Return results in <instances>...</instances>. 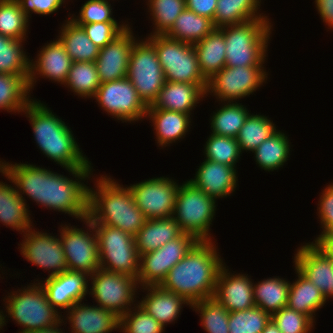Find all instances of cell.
<instances>
[{
    "label": "cell",
    "instance_id": "26",
    "mask_svg": "<svg viewBox=\"0 0 333 333\" xmlns=\"http://www.w3.org/2000/svg\"><path fill=\"white\" fill-rule=\"evenodd\" d=\"M0 173L11 184L0 181V223L21 234L33 227L29 206L17 193L13 180L0 168ZM14 185V186H12Z\"/></svg>",
    "mask_w": 333,
    "mask_h": 333
},
{
    "label": "cell",
    "instance_id": "41",
    "mask_svg": "<svg viewBox=\"0 0 333 333\" xmlns=\"http://www.w3.org/2000/svg\"><path fill=\"white\" fill-rule=\"evenodd\" d=\"M29 18L22 12L17 0H0V34L26 41Z\"/></svg>",
    "mask_w": 333,
    "mask_h": 333
},
{
    "label": "cell",
    "instance_id": "6",
    "mask_svg": "<svg viewBox=\"0 0 333 333\" xmlns=\"http://www.w3.org/2000/svg\"><path fill=\"white\" fill-rule=\"evenodd\" d=\"M270 19H253L219 28L226 44V65L264 66L273 24Z\"/></svg>",
    "mask_w": 333,
    "mask_h": 333
},
{
    "label": "cell",
    "instance_id": "32",
    "mask_svg": "<svg viewBox=\"0 0 333 333\" xmlns=\"http://www.w3.org/2000/svg\"><path fill=\"white\" fill-rule=\"evenodd\" d=\"M60 28L57 37L65 46L66 52L73 62L96 61L100 49L88 38L81 26L68 17Z\"/></svg>",
    "mask_w": 333,
    "mask_h": 333
},
{
    "label": "cell",
    "instance_id": "8",
    "mask_svg": "<svg viewBox=\"0 0 333 333\" xmlns=\"http://www.w3.org/2000/svg\"><path fill=\"white\" fill-rule=\"evenodd\" d=\"M155 47L166 81L197 84L205 93L208 80L203 76L193 44L165 35L146 36Z\"/></svg>",
    "mask_w": 333,
    "mask_h": 333
},
{
    "label": "cell",
    "instance_id": "31",
    "mask_svg": "<svg viewBox=\"0 0 333 333\" xmlns=\"http://www.w3.org/2000/svg\"><path fill=\"white\" fill-rule=\"evenodd\" d=\"M261 1L218 0L213 20L214 27L241 24L253 19H269L264 13H260Z\"/></svg>",
    "mask_w": 333,
    "mask_h": 333
},
{
    "label": "cell",
    "instance_id": "55",
    "mask_svg": "<svg viewBox=\"0 0 333 333\" xmlns=\"http://www.w3.org/2000/svg\"><path fill=\"white\" fill-rule=\"evenodd\" d=\"M315 4L323 22L333 30V0H315Z\"/></svg>",
    "mask_w": 333,
    "mask_h": 333
},
{
    "label": "cell",
    "instance_id": "24",
    "mask_svg": "<svg viewBox=\"0 0 333 333\" xmlns=\"http://www.w3.org/2000/svg\"><path fill=\"white\" fill-rule=\"evenodd\" d=\"M140 288V290L143 289L142 292L147 291V294L137 303L164 328L167 324L175 323L179 315H181L184 305L191 307V303L184 297L168 291L159 285L143 286Z\"/></svg>",
    "mask_w": 333,
    "mask_h": 333
},
{
    "label": "cell",
    "instance_id": "19",
    "mask_svg": "<svg viewBox=\"0 0 333 333\" xmlns=\"http://www.w3.org/2000/svg\"><path fill=\"white\" fill-rule=\"evenodd\" d=\"M130 26L99 50L95 64L100 83L126 78L131 50L138 40Z\"/></svg>",
    "mask_w": 333,
    "mask_h": 333
},
{
    "label": "cell",
    "instance_id": "56",
    "mask_svg": "<svg viewBox=\"0 0 333 333\" xmlns=\"http://www.w3.org/2000/svg\"><path fill=\"white\" fill-rule=\"evenodd\" d=\"M313 242L323 251V253L333 262V234L327 233L317 235Z\"/></svg>",
    "mask_w": 333,
    "mask_h": 333
},
{
    "label": "cell",
    "instance_id": "20",
    "mask_svg": "<svg viewBox=\"0 0 333 333\" xmlns=\"http://www.w3.org/2000/svg\"><path fill=\"white\" fill-rule=\"evenodd\" d=\"M35 59L30 60V91L39 77L64 85L73 61L58 37L42 46Z\"/></svg>",
    "mask_w": 333,
    "mask_h": 333
},
{
    "label": "cell",
    "instance_id": "28",
    "mask_svg": "<svg viewBox=\"0 0 333 333\" xmlns=\"http://www.w3.org/2000/svg\"><path fill=\"white\" fill-rule=\"evenodd\" d=\"M182 233L173 217L146 219L143 227L134 236L139 256L159 249Z\"/></svg>",
    "mask_w": 333,
    "mask_h": 333
},
{
    "label": "cell",
    "instance_id": "57",
    "mask_svg": "<svg viewBox=\"0 0 333 333\" xmlns=\"http://www.w3.org/2000/svg\"><path fill=\"white\" fill-rule=\"evenodd\" d=\"M63 321L51 326V327H47V328H43V329H38V330H30L27 331L26 333H65L63 332V329L60 328L61 325L63 326L64 324Z\"/></svg>",
    "mask_w": 333,
    "mask_h": 333
},
{
    "label": "cell",
    "instance_id": "7",
    "mask_svg": "<svg viewBox=\"0 0 333 333\" xmlns=\"http://www.w3.org/2000/svg\"><path fill=\"white\" fill-rule=\"evenodd\" d=\"M216 202L187 180L179 184L172 217L183 233L193 235L198 241H212L210 226L215 219Z\"/></svg>",
    "mask_w": 333,
    "mask_h": 333
},
{
    "label": "cell",
    "instance_id": "48",
    "mask_svg": "<svg viewBox=\"0 0 333 333\" xmlns=\"http://www.w3.org/2000/svg\"><path fill=\"white\" fill-rule=\"evenodd\" d=\"M98 240V251L137 250L134 236L119 228L94 225Z\"/></svg>",
    "mask_w": 333,
    "mask_h": 333
},
{
    "label": "cell",
    "instance_id": "29",
    "mask_svg": "<svg viewBox=\"0 0 333 333\" xmlns=\"http://www.w3.org/2000/svg\"><path fill=\"white\" fill-rule=\"evenodd\" d=\"M200 70L209 80L226 65V44L223 32L215 28L209 35L193 44Z\"/></svg>",
    "mask_w": 333,
    "mask_h": 333
},
{
    "label": "cell",
    "instance_id": "42",
    "mask_svg": "<svg viewBox=\"0 0 333 333\" xmlns=\"http://www.w3.org/2000/svg\"><path fill=\"white\" fill-rule=\"evenodd\" d=\"M148 12L153 22V31L147 35H164L174 24L180 13L185 10V0H150Z\"/></svg>",
    "mask_w": 333,
    "mask_h": 333
},
{
    "label": "cell",
    "instance_id": "53",
    "mask_svg": "<svg viewBox=\"0 0 333 333\" xmlns=\"http://www.w3.org/2000/svg\"><path fill=\"white\" fill-rule=\"evenodd\" d=\"M22 12L30 19L31 12L39 15H50L58 11L67 0H17Z\"/></svg>",
    "mask_w": 333,
    "mask_h": 333
},
{
    "label": "cell",
    "instance_id": "3",
    "mask_svg": "<svg viewBox=\"0 0 333 333\" xmlns=\"http://www.w3.org/2000/svg\"><path fill=\"white\" fill-rule=\"evenodd\" d=\"M33 129L37 147L62 168H86L91 164L82 153L71 128L40 100H33L23 112Z\"/></svg>",
    "mask_w": 333,
    "mask_h": 333
},
{
    "label": "cell",
    "instance_id": "49",
    "mask_svg": "<svg viewBox=\"0 0 333 333\" xmlns=\"http://www.w3.org/2000/svg\"><path fill=\"white\" fill-rule=\"evenodd\" d=\"M113 1V0H112ZM110 0H87L79 10L77 17L75 14L68 16L76 24H91V23H118L112 16L113 10Z\"/></svg>",
    "mask_w": 333,
    "mask_h": 333
},
{
    "label": "cell",
    "instance_id": "23",
    "mask_svg": "<svg viewBox=\"0 0 333 333\" xmlns=\"http://www.w3.org/2000/svg\"><path fill=\"white\" fill-rule=\"evenodd\" d=\"M63 322H69L71 333H111L119 330V317L113 312L98 305H86V303H75L69 310L65 311Z\"/></svg>",
    "mask_w": 333,
    "mask_h": 333
},
{
    "label": "cell",
    "instance_id": "52",
    "mask_svg": "<svg viewBox=\"0 0 333 333\" xmlns=\"http://www.w3.org/2000/svg\"><path fill=\"white\" fill-rule=\"evenodd\" d=\"M317 212L322 228V232L319 235L333 232V182L325 186L322 191L318 201Z\"/></svg>",
    "mask_w": 333,
    "mask_h": 333
},
{
    "label": "cell",
    "instance_id": "9",
    "mask_svg": "<svg viewBox=\"0 0 333 333\" xmlns=\"http://www.w3.org/2000/svg\"><path fill=\"white\" fill-rule=\"evenodd\" d=\"M126 77L132 82L144 104L151 106L166 80L155 47L146 38L134 43Z\"/></svg>",
    "mask_w": 333,
    "mask_h": 333
},
{
    "label": "cell",
    "instance_id": "27",
    "mask_svg": "<svg viewBox=\"0 0 333 333\" xmlns=\"http://www.w3.org/2000/svg\"><path fill=\"white\" fill-rule=\"evenodd\" d=\"M191 115L165 109H147L146 117L152 122L156 143L161 148L170 146L183 138L191 129ZM156 133V134H155Z\"/></svg>",
    "mask_w": 333,
    "mask_h": 333
},
{
    "label": "cell",
    "instance_id": "22",
    "mask_svg": "<svg viewBox=\"0 0 333 333\" xmlns=\"http://www.w3.org/2000/svg\"><path fill=\"white\" fill-rule=\"evenodd\" d=\"M204 160L197 168L194 178L188 181L216 200L231 196L238 186L236 168L211 160Z\"/></svg>",
    "mask_w": 333,
    "mask_h": 333
},
{
    "label": "cell",
    "instance_id": "45",
    "mask_svg": "<svg viewBox=\"0 0 333 333\" xmlns=\"http://www.w3.org/2000/svg\"><path fill=\"white\" fill-rule=\"evenodd\" d=\"M100 268L138 279L140 256L138 250L98 251Z\"/></svg>",
    "mask_w": 333,
    "mask_h": 333
},
{
    "label": "cell",
    "instance_id": "44",
    "mask_svg": "<svg viewBox=\"0 0 333 333\" xmlns=\"http://www.w3.org/2000/svg\"><path fill=\"white\" fill-rule=\"evenodd\" d=\"M204 145V159L235 167L241 159V149L236 138L210 134Z\"/></svg>",
    "mask_w": 333,
    "mask_h": 333
},
{
    "label": "cell",
    "instance_id": "34",
    "mask_svg": "<svg viewBox=\"0 0 333 333\" xmlns=\"http://www.w3.org/2000/svg\"><path fill=\"white\" fill-rule=\"evenodd\" d=\"M214 29V23L211 19L197 15L185 8L164 35L174 40L195 44Z\"/></svg>",
    "mask_w": 333,
    "mask_h": 333
},
{
    "label": "cell",
    "instance_id": "10",
    "mask_svg": "<svg viewBox=\"0 0 333 333\" xmlns=\"http://www.w3.org/2000/svg\"><path fill=\"white\" fill-rule=\"evenodd\" d=\"M89 280V295L93 296L96 305L113 312L119 318L138 302L135 299L140 287L137 279L132 276L99 268L90 275Z\"/></svg>",
    "mask_w": 333,
    "mask_h": 333
},
{
    "label": "cell",
    "instance_id": "35",
    "mask_svg": "<svg viewBox=\"0 0 333 333\" xmlns=\"http://www.w3.org/2000/svg\"><path fill=\"white\" fill-rule=\"evenodd\" d=\"M28 78L0 73V110L22 113L35 99L30 97Z\"/></svg>",
    "mask_w": 333,
    "mask_h": 333
},
{
    "label": "cell",
    "instance_id": "15",
    "mask_svg": "<svg viewBox=\"0 0 333 333\" xmlns=\"http://www.w3.org/2000/svg\"><path fill=\"white\" fill-rule=\"evenodd\" d=\"M135 204L146 219L172 217L179 184L170 177L160 176L128 186Z\"/></svg>",
    "mask_w": 333,
    "mask_h": 333
},
{
    "label": "cell",
    "instance_id": "12",
    "mask_svg": "<svg viewBox=\"0 0 333 333\" xmlns=\"http://www.w3.org/2000/svg\"><path fill=\"white\" fill-rule=\"evenodd\" d=\"M86 227L61 225L59 229L60 241L62 243L67 269L70 271L83 272L92 275L100 268L98 240L94 225L87 217L81 220Z\"/></svg>",
    "mask_w": 333,
    "mask_h": 333
},
{
    "label": "cell",
    "instance_id": "46",
    "mask_svg": "<svg viewBox=\"0 0 333 333\" xmlns=\"http://www.w3.org/2000/svg\"><path fill=\"white\" fill-rule=\"evenodd\" d=\"M271 316L259 307L230 312L229 333H261Z\"/></svg>",
    "mask_w": 333,
    "mask_h": 333
},
{
    "label": "cell",
    "instance_id": "25",
    "mask_svg": "<svg viewBox=\"0 0 333 333\" xmlns=\"http://www.w3.org/2000/svg\"><path fill=\"white\" fill-rule=\"evenodd\" d=\"M206 93L192 83L165 81L158 98L147 109H165L191 115Z\"/></svg>",
    "mask_w": 333,
    "mask_h": 333
},
{
    "label": "cell",
    "instance_id": "17",
    "mask_svg": "<svg viewBox=\"0 0 333 333\" xmlns=\"http://www.w3.org/2000/svg\"><path fill=\"white\" fill-rule=\"evenodd\" d=\"M90 276L83 272L64 271L48 276L39 284L45 291L48 302L59 312L69 310L75 303L84 301L89 293ZM88 279V280H87Z\"/></svg>",
    "mask_w": 333,
    "mask_h": 333
},
{
    "label": "cell",
    "instance_id": "33",
    "mask_svg": "<svg viewBox=\"0 0 333 333\" xmlns=\"http://www.w3.org/2000/svg\"><path fill=\"white\" fill-rule=\"evenodd\" d=\"M290 281L286 278L269 277L253 282L254 303L272 316L275 312L287 306Z\"/></svg>",
    "mask_w": 333,
    "mask_h": 333
},
{
    "label": "cell",
    "instance_id": "40",
    "mask_svg": "<svg viewBox=\"0 0 333 333\" xmlns=\"http://www.w3.org/2000/svg\"><path fill=\"white\" fill-rule=\"evenodd\" d=\"M20 41L0 34V73L29 76L30 58Z\"/></svg>",
    "mask_w": 333,
    "mask_h": 333
},
{
    "label": "cell",
    "instance_id": "51",
    "mask_svg": "<svg viewBox=\"0 0 333 333\" xmlns=\"http://www.w3.org/2000/svg\"><path fill=\"white\" fill-rule=\"evenodd\" d=\"M77 25L81 26L88 38L101 49L118 37L130 24L100 22Z\"/></svg>",
    "mask_w": 333,
    "mask_h": 333
},
{
    "label": "cell",
    "instance_id": "39",
    "mask_svg": "<svg viewBox=\"0 0 333 333\" xmlns=\"http://www.w3.org/2000/svg\"><path fill=\"white\" fill-rule=\"evenodd\" d=\"M276 128L273 120L268 119L266 115L250 113L236 136L241 152H253L278 130Z\"/></svg>",
    "mask_w": 333,
    "mask_h": 333
},
{
    "label": "cell",
    "instance_id": "16",
    "mask_svg": "<svg viewBox=\"0 0 333 333\" xmlns=\"http://www.w3.org/2000/svg\"><path fill=\"white\" fill-rule=\"evenodd\" d=\"M33 228L34 226L23 233L22 243L18 244L21 255L32 265L49 271L48 276L67 271L66 259L59 236L51 235L46 231H36Z\"/></svg>",
    "mask_w": 333,
    "mask_h": 333
},
{
    "label": "cell",
    "instance_id": "5",
    "mask_svg": "<svg viewBox=\"0 0 333 333\" xmlns=\"http://www.w3.org/2000/svg\"><path fill=\"white\" fill-rule=\"evenodd\" d=\"M36 281L17 291L13 290L4 297L6 309L0 310V330L6 325L5 322H8L7 317L12 318L18 326H22L18 333L51 327L64 319L63 312H58L48 302L39 280Z\"/></svg>",
    "mask_w": 333,
    "mask_h": 333
},
{
    "label": "cell",
    "instance_id": "14",
    "mask_svg": "<svg viewBox=\"0 0 333 333\" xmlns=\"http://www.w3.org/2000/svg\"><path fill=\"white\" fill-rule=\"evenodd\" d=\"M197 242L193 235L182 233L159 249L140 255L137 279L139 287L160 285L169 270L181 261Z\"/></svg>",
    "mask_w": 333,
    "mask_h": 333
},
{
    "label": "cell",
    "instance_id": "4",
    "mask_svg": "<svg viewBox=\"0 0 333 333\" xmlns=\"http://www.w3.org/2000/svg\"><path fill=\"white\" fill-rule=\"evenodd\" d=\"M89 186L88 218L93 225H108L135 236L143 227L146 218L135 204L128 185H120L107 175H100Z\"/></svg>",
    "mask_w": 333,
    "mask_h": 333
},
{
    "label": "cell",
    "instance_id": "50",
    "mask_svg": "<svg viewBox=\"0 0 333 333\" xmlns=\"http://www.w3.org/2000/svg\"><path fill=\"white\" fill-rule=\"evenodd\" d=\"M271 319L281 333H310L315 325L309 316L287 306L275 312Z\"/></svg>",
    "mask_w": 333,
    "mask_h": 333
},
{
    "label": "cell",
    "instance_id": "47",
    "mask_svg": "<svg viewBox=\"0 0 333 333\" xmlns=\"http://www.w3.org/2000/svg\"><path fill=\"white\" fill-rule=\"evenodd\" d=\"M165 328L138 303L119 318L123 333H164Z\"/></svg>",
    "mask_w": 333,
    "mask_h": 333
},
{
    "label": "cell",
    "instance_id": "38",
    "mask_svg": "<svg viewBox=\"0 0 333 333\" xmlns=\"http://www.w3.org/2000/svg\"><path fill=\"white\" fill-rule=\"evenodd\" d=\"M100 78L95 62L72 63L64 86L82 98H93L100 87Z\"/></svg>",
    "mask_w": 333,
    "mask_h": 333
},
{
    "label": "cell",
    "instance_id": "21",
    "mask_svg": "<svg viewBox=\"0 0 333 333\" xmlns=\"http://www.w3.org/2000/svg\"><path fill=\"white\" fill-rule=\"evenodd\" d=\"M225 265L219 270L213 298L229 312L255 307L252 279L246 273H231Z\"/></svg>",
    "mask_w": 333,
    "mask_h": 333
},
{
    "label": "cell",
    "instance_id": "58",
    "mask_svg": "<svg viewBox=\"0 0 333 333\" xmlns=\"http://www.w3.org/2000/svg\"><path fill=\"white\" fill-rule=\"evenodd\" d=\"M261 333H281V331L278 329L274 321L270 319Z\"/></svg>",
    "mask_w": 333,
    "mask_h": 333
},
{
    "label": "cell",
    "instance_id": "18",
    "mask_svg": "<svg viewBox=\"0 0 333 333\" xmlns=\"http://www.w3.org/2000/svg\"><path fill=\"white\" fill-rule=\"evenodd\" d=\"M293 263L327 300L333 298V262L314 242L301 244L294 254Z\"/></svg>",
    "mask_w": 333,
    "mask_h": 333
},
{
    "label": "cell",
    "instance_id": "1",
    "mask_svg": "<svg viewBox=\"0 0 333 333\" xmlns=\"http://www.w3.org/2000/svg\"><path fill=\"white\" fill-rule=\"evenodd\" d=\"M0 168L13 180L18 195L25 202L26 195L38 206L68 214L77 220L88 217L89 186L84 182L94 176L92 164L86 168H65L73 176L71 179L30 163L13 164L1 160Z\"/></svg>",
    "mask_w": 333,
    "mask_h": 333
},
{
    "label": "cell",
    "instance_id": "11",
    "mask_svg": "<svg viewBox=\"0 0 333 333\" xmlns=\"http://www.w3.org/2000/svg\"><path fill=\"white\" fill-rule=\"evenodd\" d=\"M264 66L223 67L208 80L206 96L213 95L219 102H239L253 95L268 79Z\"/></svg>",
    "mask_w": 333,
    "mask_h": 333
},
{
    "label": "cell",
    "instance_id": "36",
    "mask_svg": "<svg viewBox=\"0 0 333 333\" xmlns=\"http://www.w3.org/2000/svg\"><path fill=\"white\" fill-rule=\"evenodd\" d=\"M286 133L277 130L252 153L258 167L264 171H276L289 160L291 143Z\"/></svg>",
    "mask_w": 333,
    "mask_h": 333
},
{
    "label": "cell",
    "instance_id": "30",
    "mask_svg": "<svg viewBox=\"0 0 333 333\" xmlns=\"http://www.w3.org/2000/svg\"><path fill=\"white\" fill-rule=\"evenodd\" d=\"M295 271L298 278L295 282H290L287 307L309 316L315 322V313L329 300L296 268Z\"/></svg>",
    "mask_w": 333,
    "mask_h": 333
},
{
    "label": "cell",
    "instance_id": "13",
    "mask_svg": "<svg viewBox=\"0 0 333 333\" xmlns=\"http://www.w3.org/2000/svg\"><path fill=\"white\" fill-rule=\"evenodd\" d=\"M93 98L103 111L123 123H135L146 117L147 106L127 77L101 83Z\"/></svg>",
    "mask_w": 333,
    "mask_h": 333
},
{
    "label": "cell",
    "instance_id": "43",
    "mask_svg": "<svg viewBox=\"0 0 333 333\" xmlns=\"http://www.w3.org/2000/svg\"><path fill=\"white\" fill-rule=\"evenodd\" d=\"M191 309L200 313L203 329L207 333H229L228 321L230 312L215 298H207L191 304Z\"/></svg>",
    "mask_w": 333,
    "mask_h": 333
},
{
    "label": "cell",
    "instance_id": "54",
    "mask_svg": "<svg viewBox=\"0 0 333 333\" xmlns=\"http://www.w3.org/2000/svg\"><path fill=\"white\" fill-rule=\"evenodd\" d=\"M218 0H185L186 8L197 15L214 20Z\"/></svg>",
    "mask_w": 333,
    "mask_h": 333
},
{
    "label": "cell",
    "instance_id": "2",
    "mask_svg": "<svg viewBox=\"0 0 333 333\" xmlns=\"http://www.w3.org/2000/svg\"><path fill=\"white\" fill-rule=\"evenodd\" d=\"M213 241H198L159 286L191 304L213 297L219 270L225 263Z\"/></svg>",
    "mask_w": 333,
    "mask_h": 333
},
{
    "label": "cell",
    "instance_id": "37",
    "mask_svg": "<svg viewBox=\"0 0 333 333\" xmlns=\"http://www.w3.org/2000/svg\"><path fill=\"white\" fill-rule=\"evenodd\" d=\"M250 114L248 108L238 102H224L210 118L211 134L236 138Z\"/></svg>",
    "mask_w": 333,
    "mask_h": 333
}]
</instances>
